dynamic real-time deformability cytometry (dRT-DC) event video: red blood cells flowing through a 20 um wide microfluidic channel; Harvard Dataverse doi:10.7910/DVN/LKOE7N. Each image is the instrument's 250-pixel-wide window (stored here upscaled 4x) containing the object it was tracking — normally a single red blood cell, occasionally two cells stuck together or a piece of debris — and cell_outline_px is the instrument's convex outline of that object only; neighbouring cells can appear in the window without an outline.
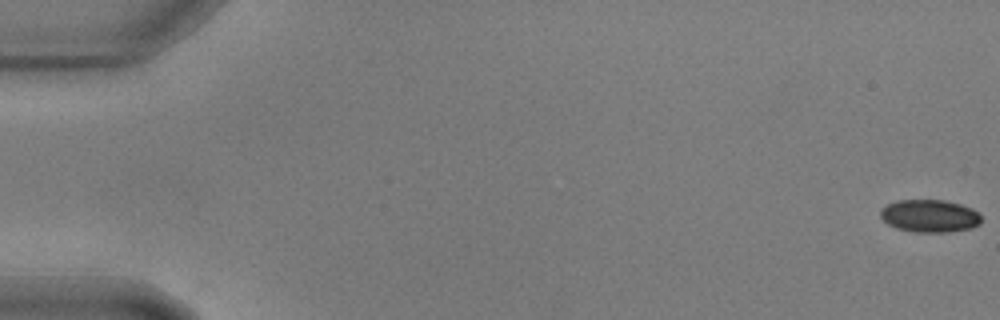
{"species": "common noctule bat (a hibernating species)", "species_latin": "Nyctalus noctula", "temperature_condition": "warm", "stored_images_in_passage": 59, "camera_frame_rate_fps": 3000, "um_per_image_px": 0.085, "animal": {"sex": "male", "body_mass_g": 17.9, "forearm_length_mm": 54.2}, "frame": {"image": 1, "passage_image": 1, "time_ms": 0.0, "image_size_px": [1000, 320], "cell_outline_px": [[980, 224], [972, 228], [948, 232], [916, 232], [896, 228], [888, 224], [880, 216], [880, 208], [896, 200], [944, 200], [960, 204], [972, 208], [980, 212]], "centroid_in_image_um": [79.03, 18.35], "position_along_channel_um": 6.0, "area_um2": 19.31}}
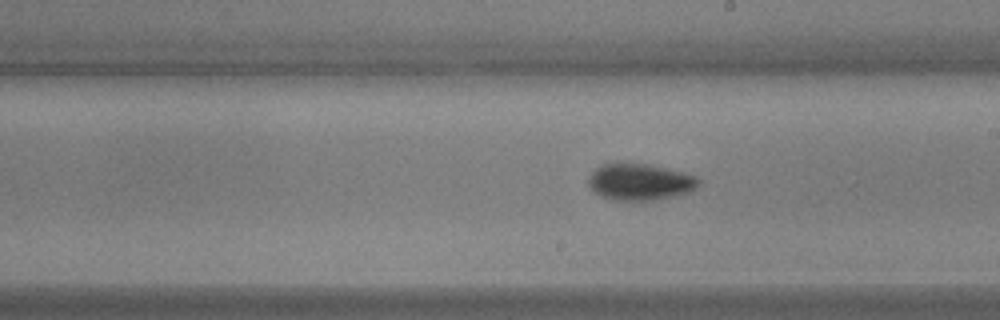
{"frame": {"image": 2, "passage_image": 34, "time_ms": 11.0, "image_size_px": [1000, 320], "cell_outline_px": [[700, 184], [696, 188], [688, 192], [672, 196], [652, 200], [616, 200], [604, 196], [596, 192], [588, 184], [588, 176], [600, 164], [644, 164], [684, 172], [696, 176], [700, 180]], "centroid_in_image_um": [54.41, 15.46], "position_along_channel_um": 234.6, "area_um2": 23.0}}
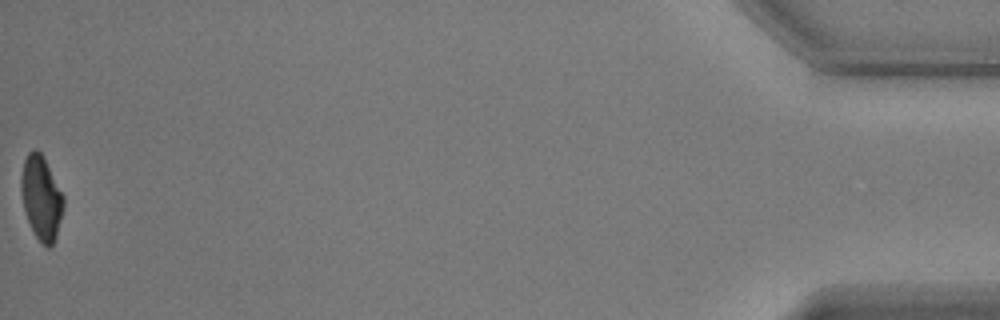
{"frame": {"image": 3, "passage_image": 59, "time_ms": 19.333, "image_size_px": [1000, 320], "cell_outline_px": [[64, 208], [56, 236], [52, 244], [48, 248], [36, 236], [28, 220], [24, 208], [20, 188], [20, 176], [24, 160], [28, 152], [36, 148], [40, 152], [64, 196]], "centroid_in_image_um": [3.5, 16.79], "position_along_channel_um": 431.7, "area_um2": 20.4}}